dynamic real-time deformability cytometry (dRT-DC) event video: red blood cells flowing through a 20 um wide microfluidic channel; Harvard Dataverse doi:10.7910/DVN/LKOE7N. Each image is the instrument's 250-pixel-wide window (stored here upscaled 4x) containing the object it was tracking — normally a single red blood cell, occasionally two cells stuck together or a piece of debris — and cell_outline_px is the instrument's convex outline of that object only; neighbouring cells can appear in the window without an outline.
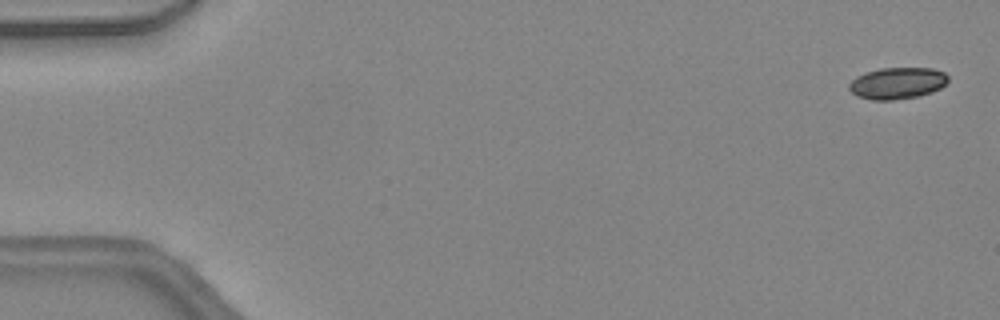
{"species": "common noctule bat (a hibernating species)", "species_latin": "Nyctalus noctula", "temperature_condition": "warm", "stored_images_in_passage": 6, "camera_frame_rate_fps": 3000, "um_per_image_px": 0.085, "animal": {"sex": "female", "body_mass_g": 24.6, "forearm_length_mm": 56.2}, "frame": {"image": 1, "passage_image": 1, "time_ms": 0.0, "image_size_px": [1000, 320], "cell_outline_px": [[948, 80], [940, 88], [932, 92], [916, 96], [892, 100], [872, 100], [856, 96], [848, 88], [848, 84], [856, 76], [880, 68], [932, 68], [944, 72], [948, 76]], "centroid_in_image_um": [76.25, 7.07], "position_along_channel_um": 8.7, "area_um2": 18.15}}